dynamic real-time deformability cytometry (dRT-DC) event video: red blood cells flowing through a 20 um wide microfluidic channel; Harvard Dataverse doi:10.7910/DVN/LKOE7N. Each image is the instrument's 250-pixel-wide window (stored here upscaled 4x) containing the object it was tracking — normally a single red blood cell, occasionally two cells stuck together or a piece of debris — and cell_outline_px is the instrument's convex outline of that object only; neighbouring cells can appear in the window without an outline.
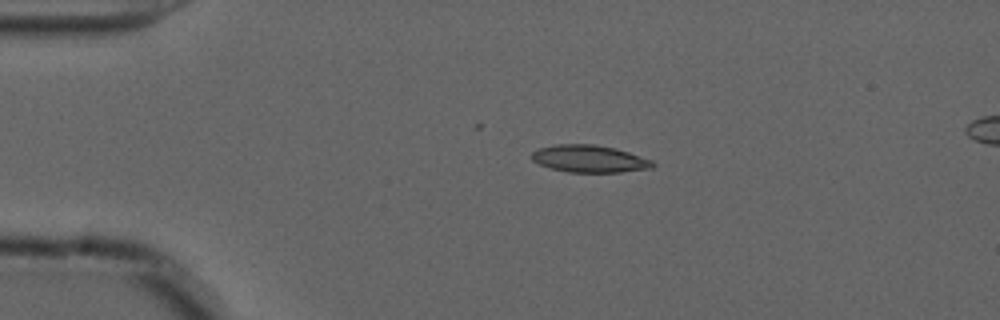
{"species": "common noctule bat (a hibernating species)", "species_latin": "Nyctalus noctula", "temperature_condition": "cold", "stored_images_in_passage": 32, "camera_frame_rate_fps": 3000, "um_per_image_px": 0.085, "animal": {"sex": "male", "forearm_length_mm": 52.5}, "frame": {"image": 1, "passage_image": 1, "time_ms": 0.0, "image_size_px": [1000, 320], "cell_outline_px": [[656, 164], [652, 168], [620, 172], [568, 172], [548, 168], [532, 160], [532, 152], [536, 148], [556, 144], [596, 144], [616, 148], [652, 160]], "centroid_in_image_um": [50.08, 13.49], "position_along_channel_um": 34.9, "area_um2": 19.36}}
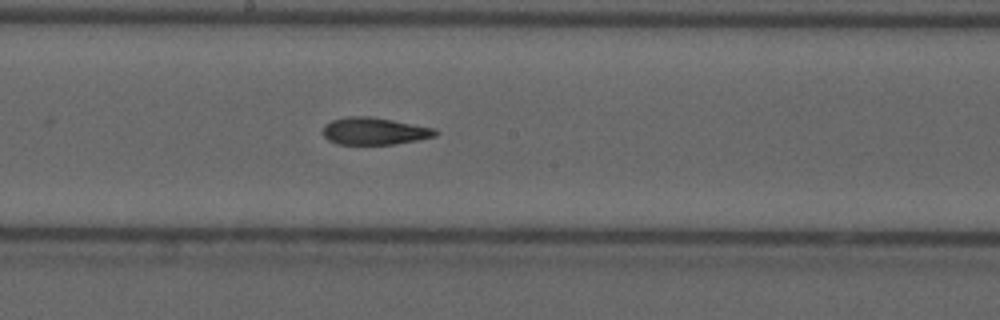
{"frame": {"image": 2, "passage_image": 19, "time_ms": 6.0, "image_size_px": [1000, 320], "cell_outline_px": [[440, 132], [436, 136], [396, 144], [336, 144], [328, 140], [324, 136], [324, 124], [332, 120], [348, 116], [368, 116], [392, 120], [436, 128]], "centroid_in_image_um": [31.84, 11.14], "position_along_channel_um": 216.4, "area_um2": 17.86}}
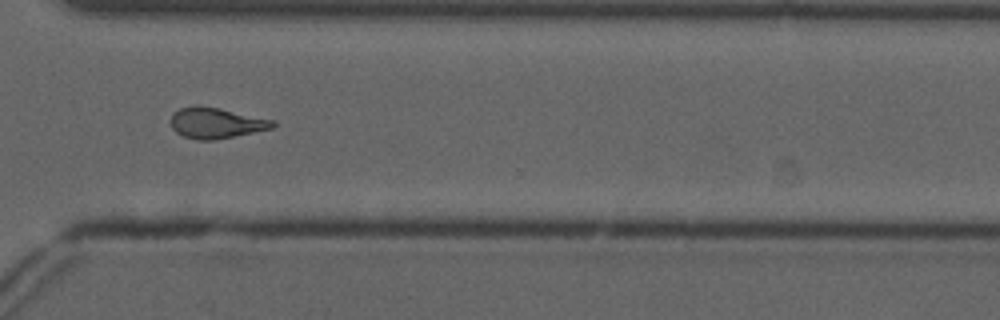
{"frame": {"image": 3, "passage_image": 30, "time_ms": 9.667, "image_size_px": [1000, 320], "cell_outline_px": [[276, 124], [272, 128], [212, 140], [196, 140], [184, 136], [176, 132], [172, 128], [168, 120], [180, 108], [196, 104], [220, 108], [272, 120]], "centroid_in_image_um": [18.29, 10.44], "position_along_channel_um": 352.3, "area_um2": 18.09}, "authors_computed_cell_mechanics": {"area_um2": 18.3515, "velocity_mm_per_s": 3.717, "shape_relaxation_time_tau1_ms": null, "shape_relaxation_time_tau2_ms": 2.9688, "deformation_change_tau1": null, "deformation_change_tau2": 0.1087}}